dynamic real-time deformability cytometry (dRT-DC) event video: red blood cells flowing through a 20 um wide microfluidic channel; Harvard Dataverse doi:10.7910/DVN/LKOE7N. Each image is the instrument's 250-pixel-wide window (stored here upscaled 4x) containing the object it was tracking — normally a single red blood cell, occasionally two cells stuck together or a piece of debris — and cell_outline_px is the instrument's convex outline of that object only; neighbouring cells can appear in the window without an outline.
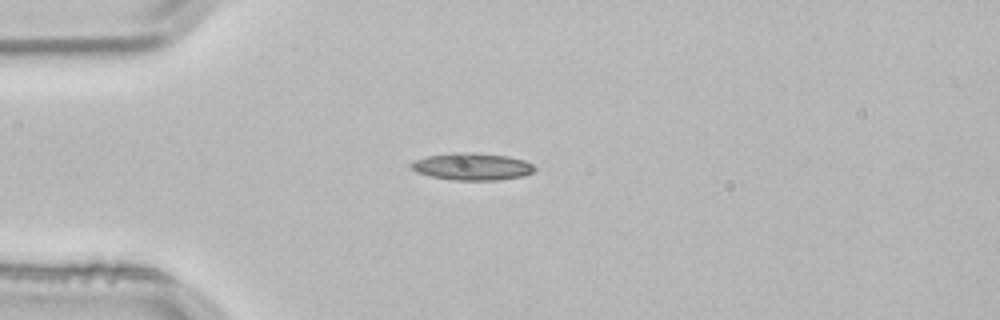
{"species": "common noctule bat (a hibernating species)", "species_latin": "Nyctalus noctula", "temperature_condition": "room temperature", "stored_images_in_passage": 3, "camera_frame_rate_fps": 3000, "um_per_image_px": 0.085, "animal": {"sex": "male", "body_mass_g": 21.5, "forearm_length_mm": 52.0}, "frame": {"image": 1, "passage_image": 2, "time_ms": 0.333, "image_size_px": [1000, 320], "cell_outline_px": [[536, 168], [532, 172], [520, 176], [496, 180], [452, 180], [432, 176], [420, 172], [412, 168], [412, 164], [416, 160], [428, 156], [452, 152], [472, 152], [508, 156], [524, 160], [532, 164]], "centroid_in_image_um": [40.17, 14.14], "position_along_channel_um": 44.8, "area_um2": 19.19}}
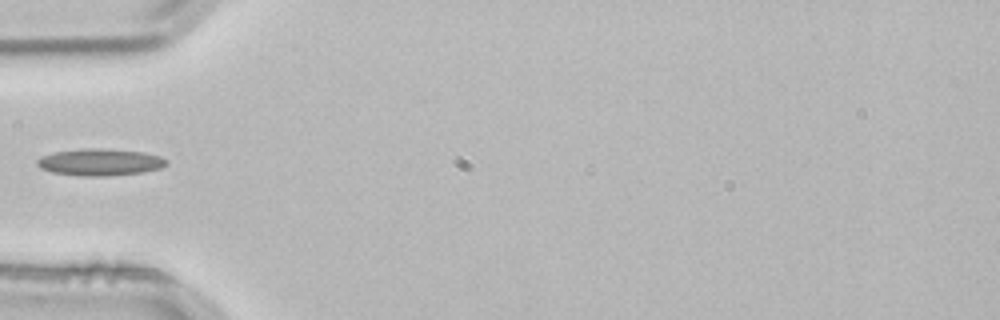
{"frame": {"image": 2, "passage_image": 3, "time_ms": 0.667, "image_size_px": [1000, 320], "cell_outline_px": [[168, 164], [160, 168], [140, 172], [108, 176], [84, 176], [52, 172], [40, 168], [36, 164], [36, 160], [40, 156], [56, 152], [80, 148], [104, 148], [144, 152], [160, 156], [168, 160]], "centroid_in_image_um": [8.49, 13.77], "position_along_channel_um": 76.5, "area_um2": 20.35}}